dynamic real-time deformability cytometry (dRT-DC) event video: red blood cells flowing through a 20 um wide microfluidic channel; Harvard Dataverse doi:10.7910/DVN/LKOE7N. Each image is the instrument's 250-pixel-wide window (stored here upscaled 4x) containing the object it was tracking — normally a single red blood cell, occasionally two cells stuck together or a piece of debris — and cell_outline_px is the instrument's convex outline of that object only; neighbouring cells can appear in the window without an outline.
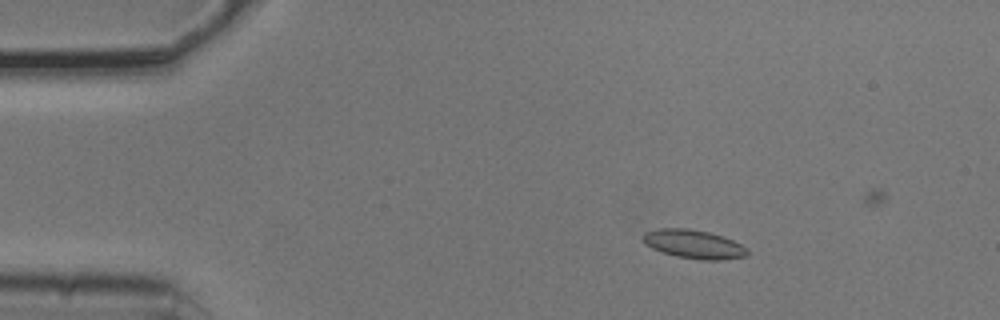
{"species": "common noctule bat (a hibernating species)", "species_latin": "Nyctalus noctula", "temperature_condition": "cold", "stored_images_in_passage": 4, "camera_frame_rate_fps": 3000, "um_per_image_px": 0.085, "animal": {"sex": "male", "body_mass_g": 20.5, "forearm_length_mm": 52.5}, "frame": {"image": 1, "passage_image": 2, "time_ms": 0.333, "image_size_px": [1000, 320], "cell_outline_px": [[748, 256], [720, 260], [700, 260], [676, 256], [652, 248], [644, 244], [640, 236], [644, 232], [660, 228], [688, 228], [708, 232], [724, 236], [740, 244], [748, 252]], "centroid_in_image_um": [58.93, 20.75], "position_along_channel_um": 26.1, "area_um2": 17.51}}